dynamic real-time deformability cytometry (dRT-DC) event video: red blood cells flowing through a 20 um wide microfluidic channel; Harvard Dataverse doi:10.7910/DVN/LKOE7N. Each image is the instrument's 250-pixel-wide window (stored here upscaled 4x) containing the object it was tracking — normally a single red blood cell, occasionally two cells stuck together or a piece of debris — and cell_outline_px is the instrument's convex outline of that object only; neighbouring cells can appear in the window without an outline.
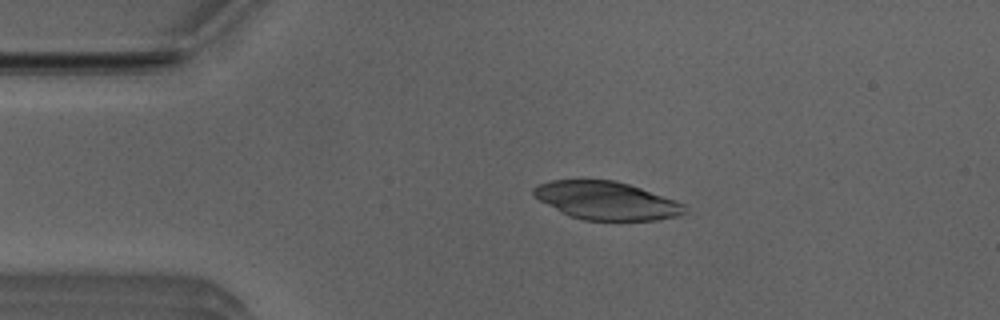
{"species": "Egyptian fruit bat (a non-hibernating species)", "species_latin": "Rousettus aegyptiacus", "temperature_condition": "room temperature", "stored_images_in_passage": 51, "camera_frame_rate_fps": 3000, "um_per_image_px": 0.085, "animal": {"sex": "male"}, "frame": {"image": 1, "passage_image": 10, "time_ms": 3.0, "image_size_px": [1000, 320], "cell_outline_px": [[684, 212], [676, 216], [656, 220], [584, 220], [568, 216], [560, 212], [532, 196], [532, 188], [536, 184], [552, 180], [616, 180], [676, 200], [684, 204]], "centroid_in_image_um": [51.47, 17.05], "position_along_channel_um": 33.5, "area_um2": 33.47}}